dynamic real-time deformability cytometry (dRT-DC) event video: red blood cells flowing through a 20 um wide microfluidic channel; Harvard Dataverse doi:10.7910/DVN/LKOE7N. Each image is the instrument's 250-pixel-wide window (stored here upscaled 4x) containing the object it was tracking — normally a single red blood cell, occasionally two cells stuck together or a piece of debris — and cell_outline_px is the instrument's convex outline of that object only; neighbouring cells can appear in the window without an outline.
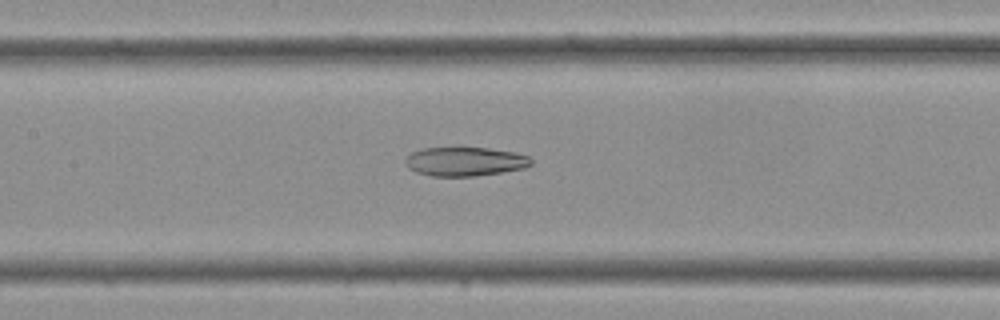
{"species": "Egyptian fruit bat (a non-hibernating species)", "species_latin": "Rousettus aegyptiacus", "temperature_condition": "cold", "stored_images_in_passage": 36, "camera_frame_rate_fps": 3000, "um_per_image_px": 0.085, "frame": {"image": 1, "passage_image": 16, "time_ms": 5.0, "image_size_px": [1000, 320], "cell_outline_px": [[532, 164], [524, 168], [476, 176], [432, 176], [416, 172], [408, 168], [404, 164], [404, 160], [412, 152], [424, 148], [460, 144], [516, 152], [528, 156], [532, 160]], "centroid_in_image_um": [39.48, 13.68], "position_along_channel_um": 167.9, "area_um2": 22.14}}
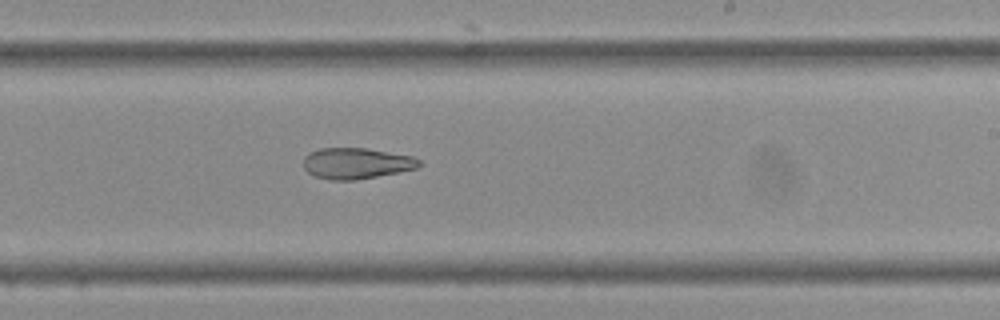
{"frame": {"image": 2, "passage_image": 21, "time_ms": 6.667, "image_size_px": [1000, 320], "cell_outline_px": [[424, 164], [416, 168], [400, 172], [356, 180], [332, 180], [316, 176], [308, 172], [304, 168], [304, 156], [308, 152], [320, 148], [368, 148], [412, 156], [420, 160]], "centroid_in_image_um": [30.31, 13.87], "position_along_channel_um": 258.7, "area_um2": 21.04}}
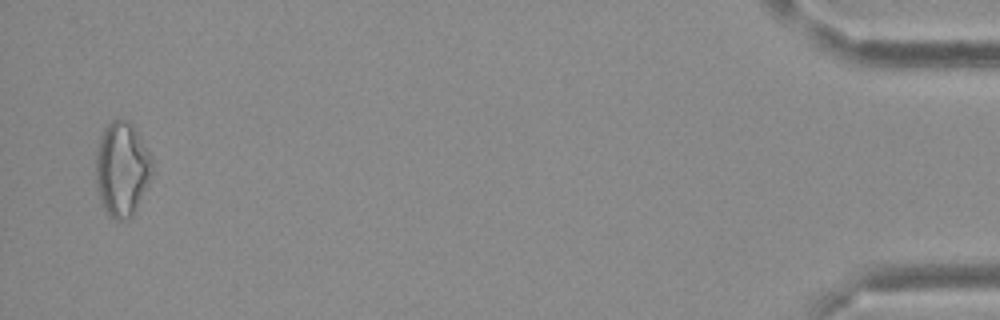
{"frame": {"image": 3, "passage_image": 35, "time_ms": 11.333, "image_size_px": [1000, 320], "cell_outline_px": [[152, 172], [136, 208], [132, 216], [128, 220], [116, 220], [108, 216], [100, 204], [96, 188], [96, 148], [100, 136], [104, 128], [112, 120], [128, 120], [132, 124], [140, 136], [152, 160]], "centroid_in_image_um": [10.32, 14.39], "position_along_channel_um": 424.9, "area_um2": 31.04}}